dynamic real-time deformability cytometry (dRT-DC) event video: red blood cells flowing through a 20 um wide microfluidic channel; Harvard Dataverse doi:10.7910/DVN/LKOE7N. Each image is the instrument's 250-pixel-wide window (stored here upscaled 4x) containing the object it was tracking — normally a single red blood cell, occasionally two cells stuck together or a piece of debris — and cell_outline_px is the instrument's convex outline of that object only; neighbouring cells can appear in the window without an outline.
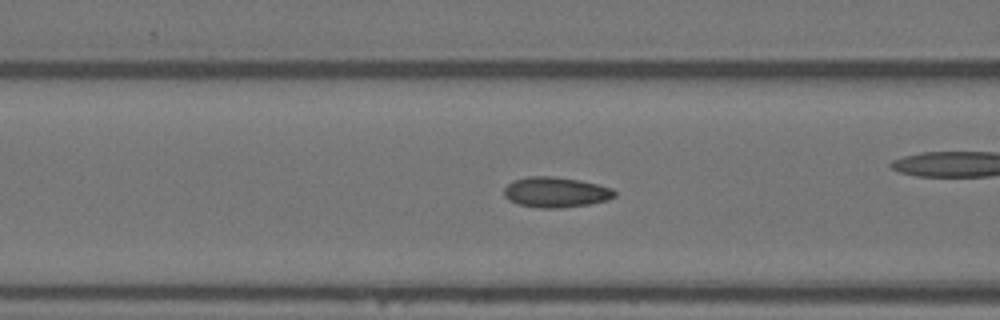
{"species": "Egyptian fruit bat (a non-hibernating species)", "species_latin": "Rousettus aegyptiacus", "temperature_condition": "warm", "stored_images_in_passage": 57, "camera_frame_rate_fps": 3000, "um_per_image_px": 0.085, "animal": {"sex": "female"}, "frame": {"image": 1, "passage_image": 20, "time_ms": 6.333, "image_size_px": [1000, 320], "cell_outline_px": [[616, 196], [608, 200], [588, 204], [560, 208], [540, 208], [520, 204], [508, 200], [504, 196], [504, 188], [512, 180], [528, 176], [552, 176], [580, 180], [612, 188], [616, 192]], "centroid_in_image_um": [47.23, 16.33], "position_along_channel_um": 119.4, "area_um2": 19.59}}
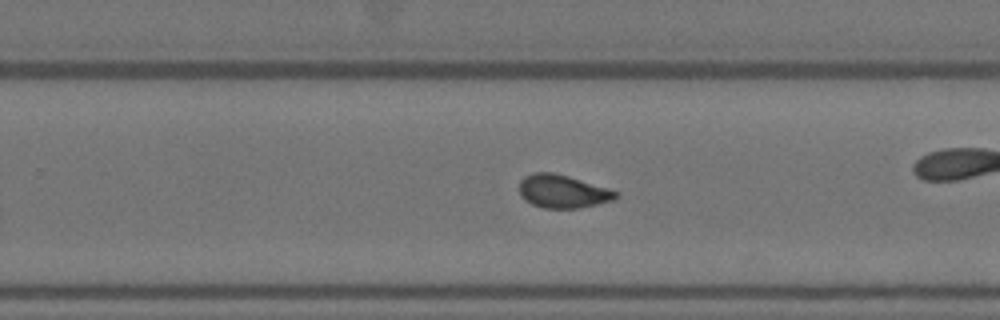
{"frame": {"image": 2, "passage_image": 34, "time_ms": 11.0, "image_size_px": [1000, 320], "cell_outline_px": [[620, 196], [612, 200], [580, 208], [544, 208], [532, 204], [524, 200], [520, 196], [520, 180], [524, 176], [532, 172], [552, 172], [568, 176], [608, 188], [620, 192]], "centroid_in_image_um": [47.82, 16.26], "position_along_channel_um": 282.0, "area_um2": 18.73}}
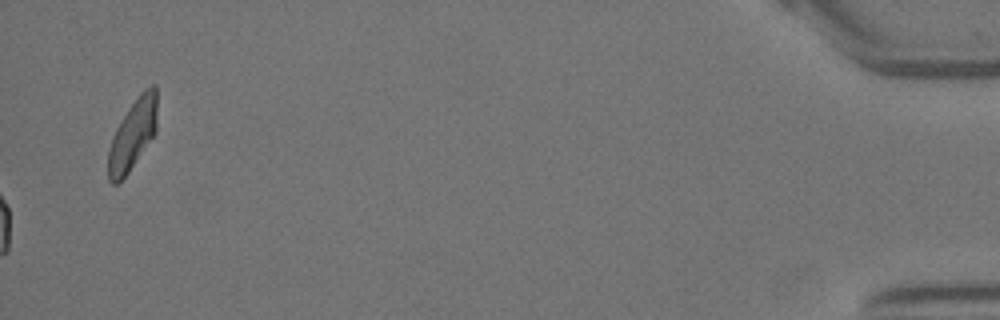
{"frame": {"image": 3, "passage_image": 57, "time_ms": 18.667, "image_size_px": [1000, 320], "cell_outline_px": [[156, 132], [128, 172], [116, 184], [112, 184], [108, 180], [108, 148], [112, 136], [116, 128], [128, 108], [140, 92], [144, 88], [152, 84], [156, 84]], "centroid_in_image_um": [11.26, 11.41], "position_along_channel_um": 423.9, "area_um2": 19.94}, "authors_computed_cell_mechanics": {"area_um2": 18.8428, "velocity_mm_per_s": 3.5017, "shape_relaxation_time_tau1_ms": 9.9088, "shape_relaxation_time_tau2_ms": 1.9535, "deformation_change_tau1": 0.1791, "deformation_change_tau2": 0.0738}}